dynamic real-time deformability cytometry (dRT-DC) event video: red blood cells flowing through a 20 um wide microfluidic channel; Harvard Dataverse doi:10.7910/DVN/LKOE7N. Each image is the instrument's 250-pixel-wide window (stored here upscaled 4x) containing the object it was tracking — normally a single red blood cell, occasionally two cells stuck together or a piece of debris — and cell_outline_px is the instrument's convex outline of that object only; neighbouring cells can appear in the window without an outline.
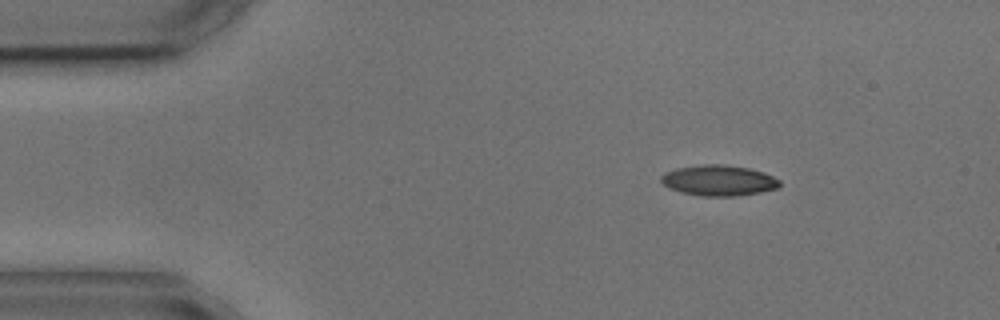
{"species": "common noctule bat (a hibernating species)", "species_latin": "Nyctalus noctula", "temperature_condition": "cold", "stored_images_in_passage": 4, "camera_frame_rate_fps": 3000, "um_per_image_px": 0.085, "animal": {"sex": "male", "body_mass_g": 17.9, "forearm_length_mm": 54.2}, "frame": {"image": 1, "passage_image": 1, "time_ms": 0.0, "image_size_px": [1000, 320], "cell_outline_px": [[780, 184], [776, 188], [760, 192], [736, 196], [704, 196], [680, 192], [668, 188], [660, 180], [660, 176], [676, 168], [704, 164], [724, 164], [748, 168], [764, 172], [780, 180]], "centroid_in_image_um": [61.08, 15.33], "position_along_channel_um": 23.9, "area_um2": 21.1}}
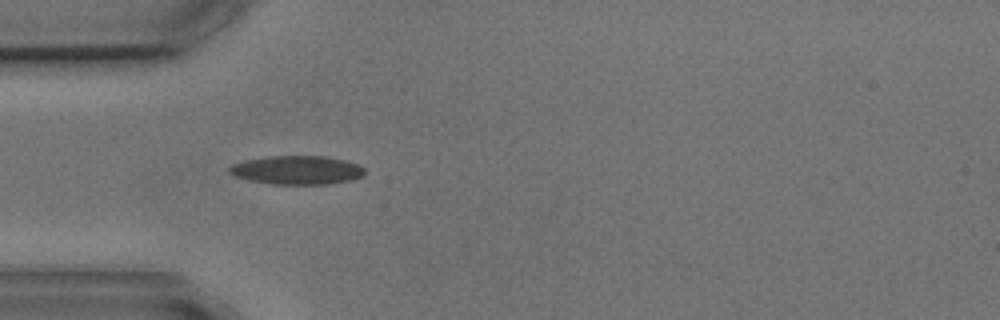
{"frame": {"image": 2, "passage_image": 3, "time_ms": 2.667, "image_size_px": [1000, 320], "cell_outline_px": [[364, 176], [348, 180], [328, 184], [272, 184], [248, 180], [236, 176], [228, 172], [228, 168], [232, 164], [244, 160], [268, 156], [324, 156], [344, 160], [360, 164], [364, 168]], "centroid_in_image_um": [25.23, 14.45], "position_along_channel_um": 59.8, "area_um2": 22.66}}